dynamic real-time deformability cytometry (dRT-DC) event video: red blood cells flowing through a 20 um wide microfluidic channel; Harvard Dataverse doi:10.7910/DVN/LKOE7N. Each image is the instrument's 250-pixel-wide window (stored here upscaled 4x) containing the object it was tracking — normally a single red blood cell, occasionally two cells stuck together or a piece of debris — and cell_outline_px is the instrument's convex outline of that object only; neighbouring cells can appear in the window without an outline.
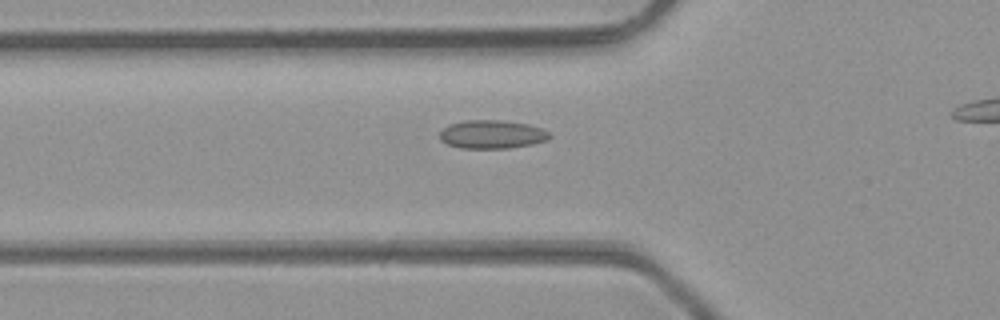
{"species": "common noctule bat (a hibernating species)", "species_latin": "Nyctalus noctula", "temperature_condition": "room temperature", "stored_images_in_passage": 32, "camera_frame_rate_fps": 3000, "um_per_image_px": 0.085, "animal": {"sex": "male", "body_mass_g": 23.1, "forearm_length_mm": 52.7}, "frame": {"image": 1, "passage_image": 8, "time_ms": 2.333, "image_size_px": [1000, 320], "cell_outline_px": [[552, 136], [548, 140], [532, 144], [508, 148], [460, 148], [448, 144], [440, 140], [440, 132], [448, 124], [464, 120], [504, 120], [528, 124], [544, 128]], "centroid_in_image_um": [41.84, 11.41], "position_along_channel_um": 84.0, "area_um2": 18.38}}
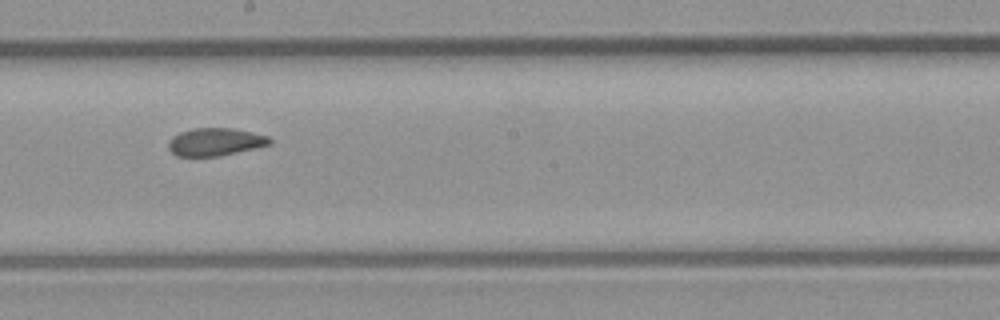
{"frame": {"image": 2, "passage_image": 18, "time_ms": 5.667, "image_size_px": [1000, 320], "cell_outline_px": [[272, 144], [256, 148], [220, 156], [176, 156], [168, 148], [168, 140], [172, 136], [180, 132], [192, 128], [232, 128], [252, 132], [268, 136], [272, 140]], "centroid_in_image_um": [18.29, 12.06], "position_along_channel_um": 229.9, "area_um2": 16.53}}
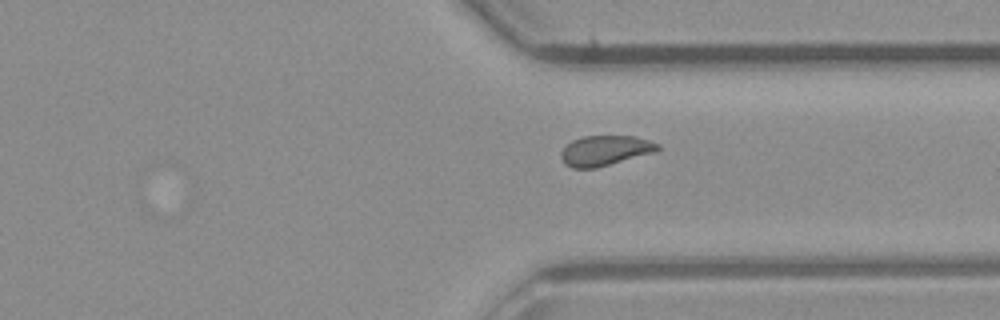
{"frame": {"image": 3, "passage_image": 27, "time_ms": 8.667, "image_size_px": [1000, 320], "cell_outline_px": [[660, 148], [656, 152], [596, 168], [572, 168], [564, 164], [560, 156], [560, 152], [572, 140], [584, 136], [636, 136], [660, 144]], "centroid_in_image_um": [51.44, 12.8], "position_along_channel_um": 360.0, "area_um2": 17.05}}